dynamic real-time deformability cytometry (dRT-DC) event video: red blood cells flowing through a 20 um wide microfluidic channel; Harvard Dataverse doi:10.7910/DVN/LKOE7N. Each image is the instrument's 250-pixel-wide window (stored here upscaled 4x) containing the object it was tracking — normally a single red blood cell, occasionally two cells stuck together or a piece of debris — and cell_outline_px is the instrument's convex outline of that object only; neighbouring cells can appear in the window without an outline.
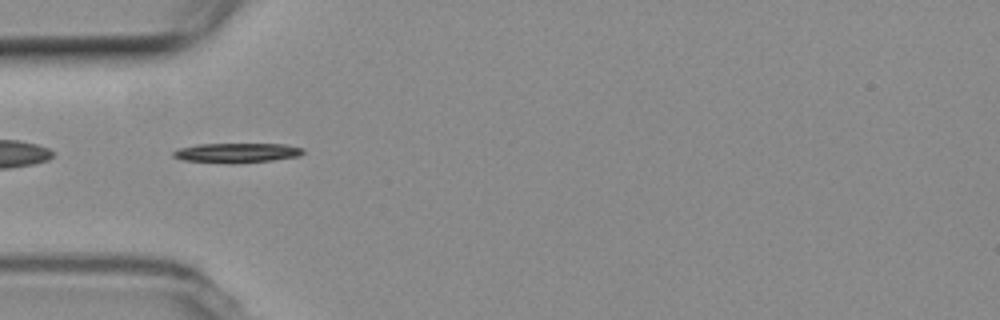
{"species": "common noctule bat (a hibernating species)", "species_latin": "Nyctalus noctula", "temperature_condition": "room temperature", "stored_images_in_passage": 5, "camera_frame_rate_fps": 3000, "um_per_image_px": 0.085, "animal": {"sex": "female", "body_mass_g": 19.3, "forearm_length_mm": 54.1}, "frame": {"image": 1, "passage_image": 1, "time_ms": 0.0, "image_size_px": [1000, 320], "cell_outline_px": [[304, 152], [300, 156], [272, 160], [184, 160], [172, 156], [172, 152], [180, 148], [196, 144], [284, 144], [304, 148]], "centroid_in_image_um": [20.2, 12.92], "position_along_channel_um": 64.8, "area_um2": 13.64}}
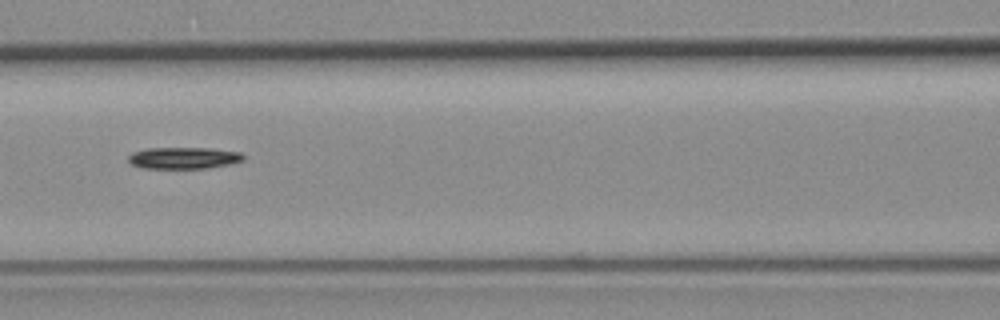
{"frame": {"image": 2, "passage_image": 3, "time_ms": 2.333, "image_size_px": [1000, 320], "cell_outline_px": [[244, 160], [228, 164], [208, 168], [144, 168], [132, 164], [128, 160], [128, 156], [132, 152], [148, 148], [212, 148], [240, 152], [244, 156]], "centroid_in_image_um": [15.61, 13.42], "position_along_channel_um": 151.0, "area_um2": 14.45}}
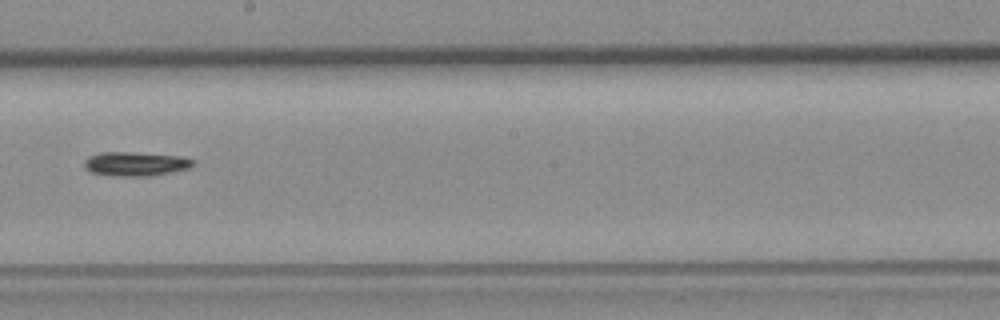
{"frame": {"image": 3, "passage_image": 5, "time_ms": 4.667, "image_size_px": [1000, 320], "cell_outline_px": [[192, 164], [188, 168], [172, 172], [148, 176], [116, 176], [92, 172], [84, 168], [84, 160], [88, 156], [100, 152], [132, 152], [176, 156], [192, 160]], "centroid_in_image_um": [11.43, 13.93], "position_along_channel_um": 236.8, "area_um2": 15.03}}